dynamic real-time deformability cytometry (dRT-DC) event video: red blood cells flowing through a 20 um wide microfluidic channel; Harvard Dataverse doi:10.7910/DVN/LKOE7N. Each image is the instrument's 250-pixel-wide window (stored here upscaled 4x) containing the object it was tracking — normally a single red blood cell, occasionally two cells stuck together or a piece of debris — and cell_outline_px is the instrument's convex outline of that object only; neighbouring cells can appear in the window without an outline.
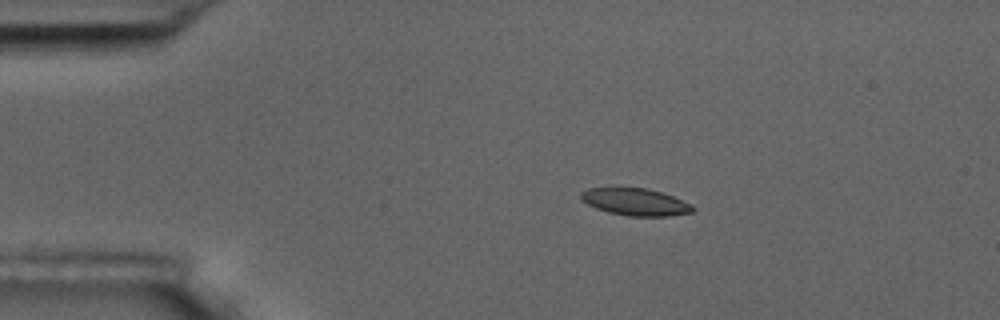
{"species": "common noctule bat (a hibernating species)", "species_latin": "Nyctalus noctula", "temperature_condition": "room temperature", "stored_images_in_passage": 3, "camera_frame_rate_fps": 3000, "um_per_image_px": 0.085, "animal": {"sex": "male", "body_mass_g": 17.5, "forearm_length_mm": 52.3}, "frame": {"image": 1, "passage_image": 2, "time_ms": 1.333, "image_size_px": [1000, 320], "cell_outline_px": [[696, 208], [692, 212], [668, 216], [628, 216], [608, 212], [596, 208], [580, 200], [580, 192], [588, 188], [648, 188], [672, 196], [692, 204]], "centroid_in_image_um": [54.0, 17.17], "position_along_channel_um": 31.0, "area_um2": 17.69}}